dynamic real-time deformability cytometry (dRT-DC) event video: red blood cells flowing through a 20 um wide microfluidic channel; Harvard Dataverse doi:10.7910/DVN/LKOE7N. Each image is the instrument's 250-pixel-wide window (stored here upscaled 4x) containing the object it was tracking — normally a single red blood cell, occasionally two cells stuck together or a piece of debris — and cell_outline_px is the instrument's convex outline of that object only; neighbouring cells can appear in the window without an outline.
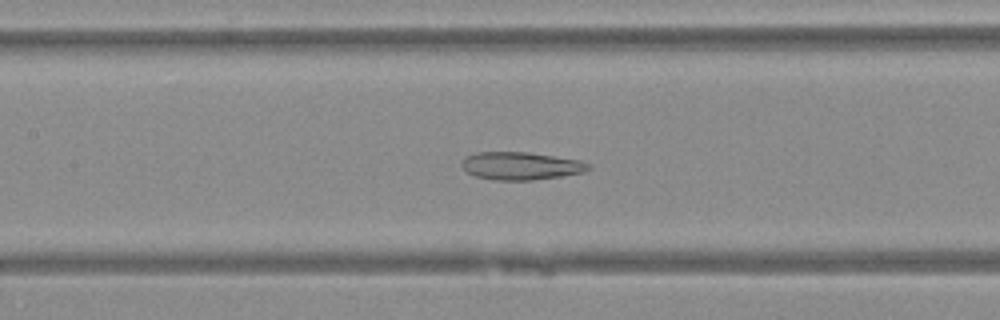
{"species": "Egyptian fruit bat (a non-hibernating species)", "species_latin": "Rousettus aegyptiacus", "temperature_condition": "warm", "stored_images_in_passage": 50, "camera_frame_rate_fps": 3000, "um_per_image_px": 0.085, "animal": {"sex": "female"}, "frame": {"image": 1, "passage_image": 23, "time_ms": 7.333, "image_size_px": [1000, 320], "cell_outline_px": [[592, 168], [584, 172], [560, 176], [532, 180], [492, 180], [476, 176], [468, 172], [460, 164], [460, 160], [464, 156], [476, 152], [528, 152], [580, 160], [592, 164]], "centroid_in_image_um": [44.26, 14.09], "position_along_channel_um": 163.1, "area_um2": 20.69}}
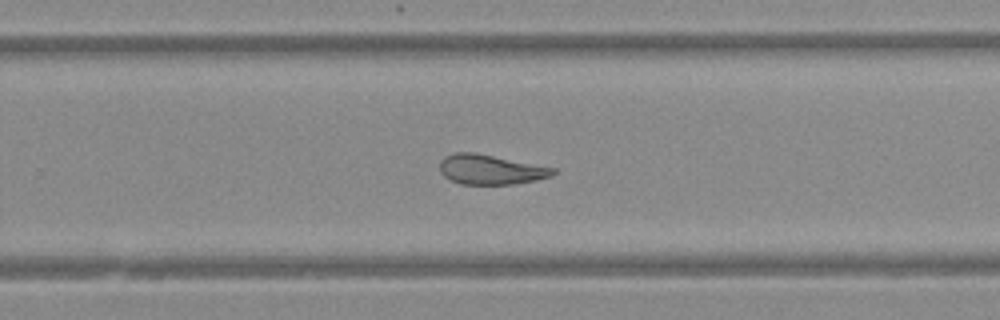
{"frame": {"image": 2, "passage_image": 32, "time_ms": 10.333, "image_size_px": [1000, 320], "cell_outline_px": [[556, 172], [552, 176], [536, 180], [516, 184], [460, 184], [444, 176], [440, 172], [440, 160], [444, 156], [456, 152], [476, 152], [556, 168]], "centroid_in_image_um": [41.71, 14.4], "position_along_channel_um": 288.1, "area_um2": 19.83}}
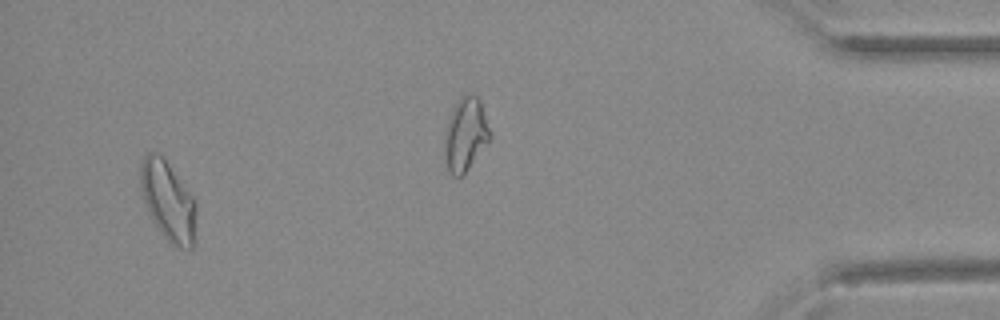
{"frame": {"image": 3, "passage_image": 47, "time_ms": 15.333, "image_size_px": [1000, 320], "cell_outline_px": [[196, 212], [192, 248], [180, 248], [172, 244], [160, 232], [144, 200], [140, 184], [140, 164], [144, 156], [148, 152], [160, 152], [164, 156], [192, 196], [196, 204]], "centroid_in_image_um": [14.28, 17.01], "position_along_channel_um": 420.9, "area_um2": 25.43}}